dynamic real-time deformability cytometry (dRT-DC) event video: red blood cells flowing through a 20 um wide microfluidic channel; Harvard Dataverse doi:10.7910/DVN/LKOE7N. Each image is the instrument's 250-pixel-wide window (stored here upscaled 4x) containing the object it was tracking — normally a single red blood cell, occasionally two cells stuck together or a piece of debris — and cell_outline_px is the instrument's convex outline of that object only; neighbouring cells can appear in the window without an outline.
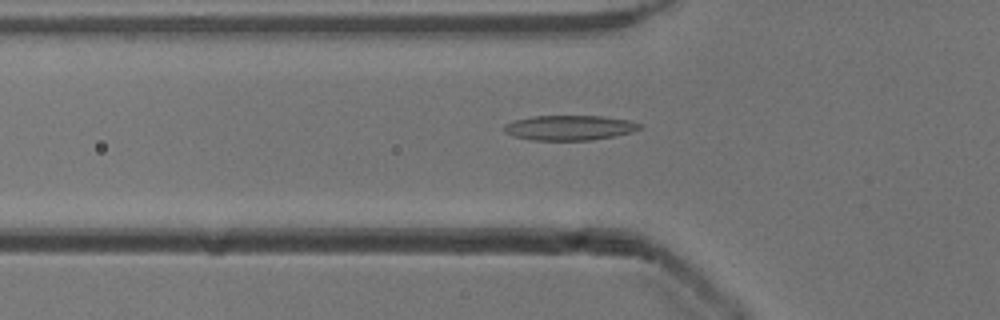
{"species": "common noctule bat (a hibernating species)", "species_latin": "Nyctalus noctula", "temperature_condition": "cold", "stored_images_in_passage": 35, "camera_frame_rate_fps": 3000, "um_per_image_px": 0.085, "animal": {"sex": "male", "body_mass_g": 13.3}, "frame": {"image": 1, "passage_image": 4, "time_ms": 1.0, "image_size_px": [1000, 320], "cell_outline_px": [[644, 124], [640, 128], [632, 132], [616, 136], [588, 140], [532, 140], [512, 136], [504, 132], [500, 128], [504, 124], [516, 120], [532, 116], [600, 116], [628, 120]], "centroid_in_image_um": [48.37, 10.86], "position_along_channel_um": 77.4, "area_um2": 19.83}}
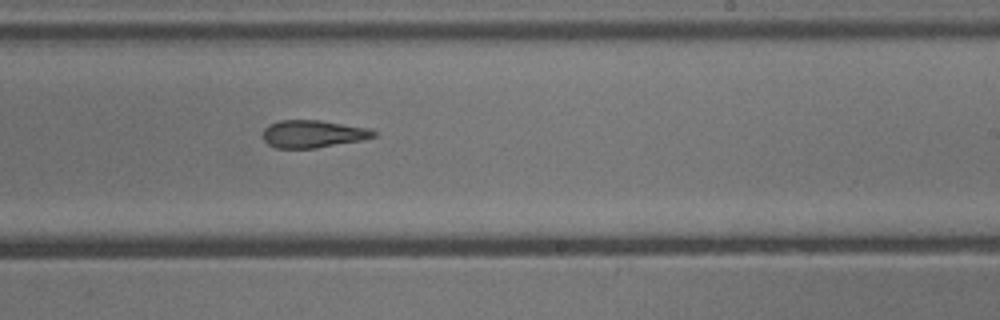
{"frame": {"image": 2, "passage_image": 18, "time_ms": 5.667, "image_size_px": [1000, 320], "cell_outline_px": [[376, 136], [364, 140], [316, 148], [276, 148], [268, 144], [264, 140], [264, 128], [268, 124], [280, 120], [320, 120], [368, 128], [376, 132]], "centroid_in_image_um": [26.61, 11.38], "position_along_channel_um": 262.4, "area_um2": 17.8}}
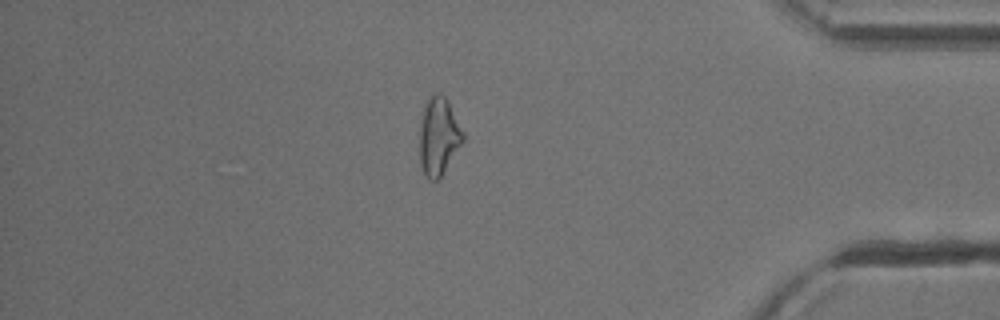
{"frame": {"image": 3, "passage_image": 31, "time_ms": 10.0, "image_size_px": [1000, 320], "cell_outline_px": [[464, 140], [440, 176], [436, 180], [428, 180], [424, 176], [420, 164], [420, 120], [428, 96], [436, 92], [440, 92], [448, 100], [464, 132]], "centroid_in_image_um": [37.27, 11.55], "position_along_channel_um": 397.9, "area_um2": 19.71}, "authors_computed_cell_mechanics": {"area_um2": 18.7272, "velocity_mm_per_s": 3.9397, "shape_relaxation_time_tau1_ms": 6.6248, "shape_relaxation_time_tau2_ms": 4.5272, "deformation_change_tau1": 0.1785, "deformation_change_tau2": 0.1508}}